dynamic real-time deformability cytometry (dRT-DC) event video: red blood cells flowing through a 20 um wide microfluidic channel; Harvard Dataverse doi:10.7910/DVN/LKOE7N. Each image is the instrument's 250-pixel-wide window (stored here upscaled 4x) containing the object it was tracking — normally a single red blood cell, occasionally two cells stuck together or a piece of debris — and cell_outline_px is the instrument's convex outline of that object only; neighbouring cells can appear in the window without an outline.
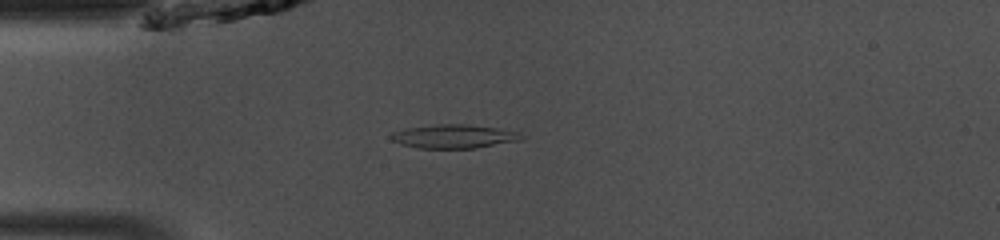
{"species": "common noctule bat (a hibernating species)", "species_latin": "Nyctalus noctula", "temperature_condition": "room temperature", "stored_images_in_passage": 36, "camera_frame_rate_fps": 3000, "um_per_image_px": 0.085, "animal": {"sex": "male", "body_mass_g": 13.0, "forearm_length_mm": 53.1}, "frame": {"image": 1, "passage_image": 1, "time_ms": 0.0, "image_size_px": [1000, 240], "cell_outline_px": [[524, 136], [520, 140], [476, 148], [420, 148], [400, 144], [392, 140], [388, 136], [392, 132], [404, 128], [440, 124], [468, 124], [496, 128], [520, 132]], "centroid_in_image_um": [38.55, 11.59], "position_along_channel_um": 46.4, "area_um2": 18.03}}
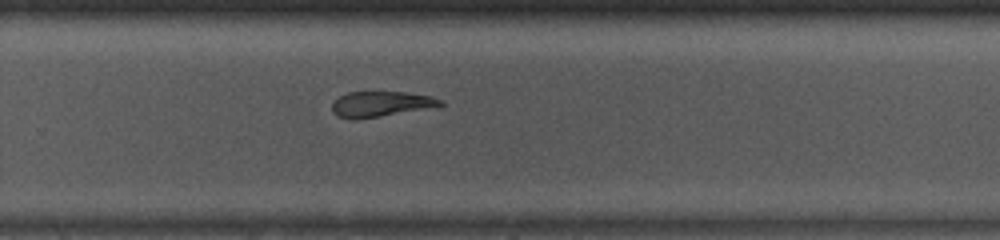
{"frame": {"image": 2, "passage_image": 20, "time_ms": 6.333, "image_size_px": [1000, 240], "cell_outline_px": [[444, 104], [380, 116], [356, 120], [352, 120], [336, 116], [332, 112], [332, 104], [340, 96], [348, 92], [404, 92], [432, 96], [440, 100]], "centroid_in_image_um": [32.27, 8.84], "position_along_channel_um": 297.5, "area_um2": 15.66}}
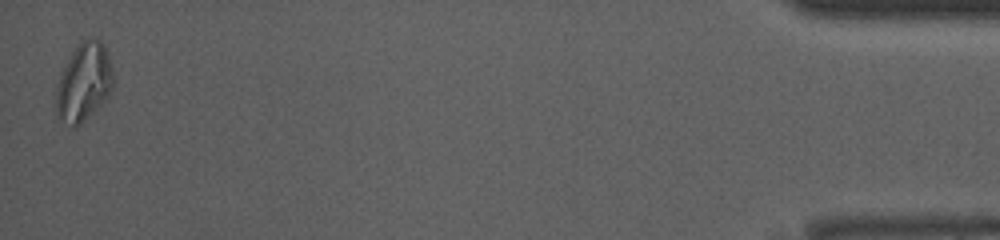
{"frame": {"image": 3, "passage_image": 36, "time_ms": 11.667, "image_size_px": [1000, 240], "cell_outline_px": [[112, 88], [108, 96], [76, 128], [56, 116], [56, 88], [60, 72], [72, 52], [84, 40], [92, 36], [100, 40], [104, 44], [112, 68]], "centroid_in_image_um": [7.11, 6.97], "position_along_channel_um": 428.1, "area_um2": 25.66}}